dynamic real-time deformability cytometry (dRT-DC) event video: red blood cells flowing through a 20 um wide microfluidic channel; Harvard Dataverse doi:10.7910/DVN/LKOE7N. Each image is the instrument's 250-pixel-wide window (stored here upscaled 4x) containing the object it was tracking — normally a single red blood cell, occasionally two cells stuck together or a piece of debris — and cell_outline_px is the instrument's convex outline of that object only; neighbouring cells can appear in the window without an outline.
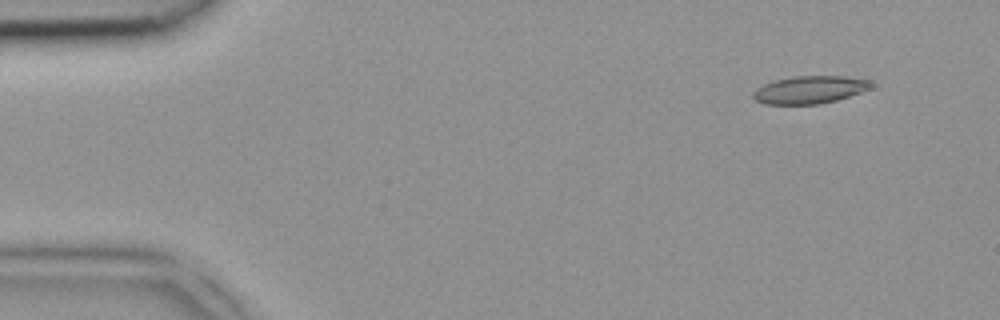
{"species": "common noctule bat (a hibernating species)", "species_latin": "Nyctalus noctula", "temperature_condition": "room temperature", "stored_images_in_passage": 5, "camera_frame_rate_fps": 3000, "um_per_image_px": 0.085, "animal": {"sex": "female", "body_mass_g": 18.4}, "frame": {"image": 1, "passage_image": 2, "time_ms": 0.333, "image_size_px": [1000, 320], "cell_outline_px": [[876, 84], [872, 88], [836, 100], [820, 104], [764, 104], [756, 100], [752, 96], [752, 92], [756, 88], [772, 80], [792, 76], [844, 76], [872, 80]], "centroid_in_image_um": [68.84, 7.61], "position_along_channel_um": 16.2, "area_um2": 19.25}}
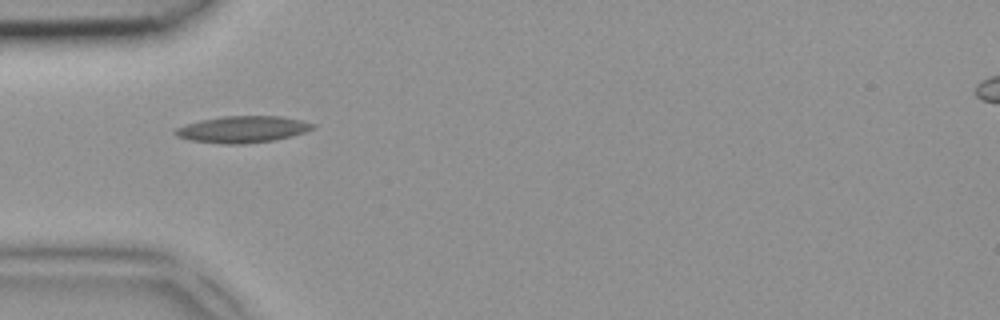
{"frame": {"image": 2, "passage_image": 5, "time_ms": 1.333, "image_size_px": [1000, 320], "cell_outline_px": [[316, 128], [292, 136], [272, 140], [240, 144], [224, 144], [188, 140], [176, 136], [172, 132], [176, 128], [200, 120], [224, 116], [280, 116], [300, 120], [316, 124]], "centroid_in_image_um": [20.61, 10.99], "position_along_channel_um": 64.4, "area_um2": 21.27}}